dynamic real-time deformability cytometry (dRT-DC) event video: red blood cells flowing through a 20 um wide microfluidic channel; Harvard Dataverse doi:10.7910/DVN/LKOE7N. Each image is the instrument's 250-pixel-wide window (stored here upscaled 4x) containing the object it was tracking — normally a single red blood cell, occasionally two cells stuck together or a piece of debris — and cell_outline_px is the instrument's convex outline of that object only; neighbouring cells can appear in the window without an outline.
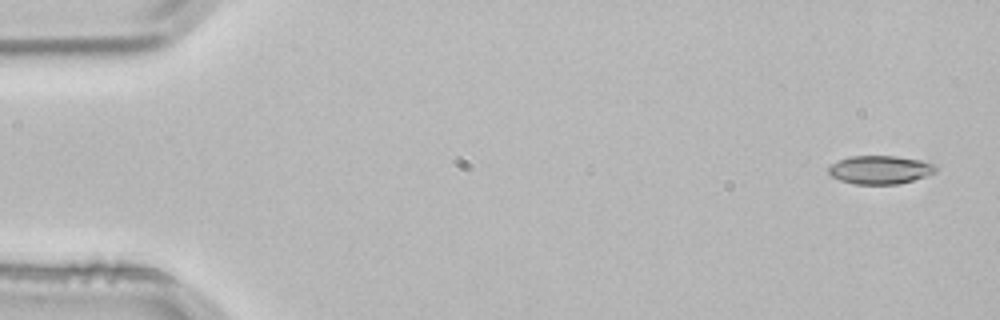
{"species": "common noctule bat (a hibernating species)", "species_latin": "Nyctalus noctula", "temperature_condition": "room temperature", "stored_images_in_passage": 3, "camera_frame_rate_fps": 3000, "um_per_image_px": 0.085, "animal": {"sex": "male", "body_mass_g": 21.5, "forearm_length_mm": 52.0}, "frame": {"image": 1, "passage_image": 1, "time_ms": 0.0, "image_size_px": [1000, 320], "cell_outline_px": [[936, 172], [900, 184], [856, 184], [840, 180], [832, 176], [828, 172], [828, 168], [832, 164], [848, 156], [896, 156], [920, 160], [936, 164]], "centroid_in_image_um": [74.81, 14.43], "position_along_channel_um": 10.2, "area_um2": 17.63}}